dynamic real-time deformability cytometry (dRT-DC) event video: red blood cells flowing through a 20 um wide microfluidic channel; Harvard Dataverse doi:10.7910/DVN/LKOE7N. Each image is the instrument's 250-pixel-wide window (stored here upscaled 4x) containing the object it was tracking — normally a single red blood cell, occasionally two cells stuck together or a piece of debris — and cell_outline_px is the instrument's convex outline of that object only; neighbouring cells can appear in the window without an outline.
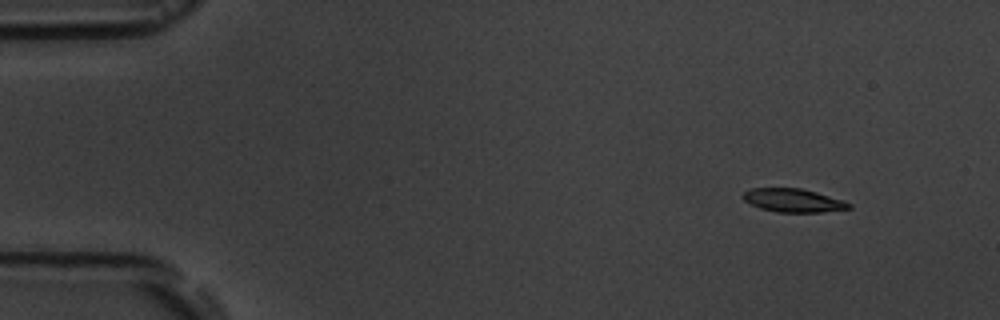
{"species": "common noctule bat (a hibernating species)", "species_latin": "Nyctalus noctula", "temperature_condition": "room temperature", "stored_images_in_passage": 5, "segment_of_instrument_passage": [2, 2], "camera_frame_rate_fps": 3000, "um_per_image_px": 0.085, "animal": {"sex": "male", "body_mass_g": 19.5, "forearm_length_mm": 54.6}, "frame": {"image": 1, "passage_image": 5, "time_ms": 5.333, "image_size_px": [1000, 320], "cell_outline_px": [[852, 208], [820, 212], [776, 212], [760, 208], [744, 200], [740, 196], [744, 192], [752, 188], [800, 188], [816, 192], [844, 200], [852, 204]], "centroid_in_image_um": [67.43, 17.03], "position_along_channel_um": 17.6, "area_um2": 14.45}}